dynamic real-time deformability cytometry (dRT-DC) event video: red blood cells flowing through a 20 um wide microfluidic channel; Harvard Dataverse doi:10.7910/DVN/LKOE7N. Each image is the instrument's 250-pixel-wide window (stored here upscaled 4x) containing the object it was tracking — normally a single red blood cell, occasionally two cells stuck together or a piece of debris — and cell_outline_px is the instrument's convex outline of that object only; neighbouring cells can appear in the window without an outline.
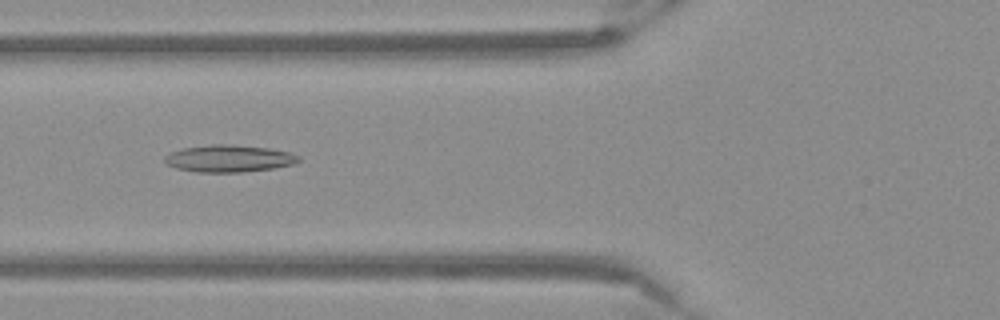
{"species": "Egyptian fruit bat (a non-hibernating species)", "species_latin": "Rousettus aegyptiacus", "temperature_condition": "warm", "stored_images_in_passage": 53, "camera_frame_rate_fps": 3000, "um_per_image_px": 0.085, "frame": {"image": 1, "passage_image": 21, "time_ms": 6.667, "image_size_px": [1000, 320], "cell_outline_px": [[300, 160], [292, 164], [272, 168], [244, 172], [196, 172], [176, 168], [168, 164], [164, 160], [164, 156], [172, 152], [184, 148], [212, 144], [220, 144], [268, 148], [288, 152], [300, 156]], "centroid_in_image_um": [19.45, 13.48], "position_along_channel_um": 106.4, "area_um2": 20.81}}
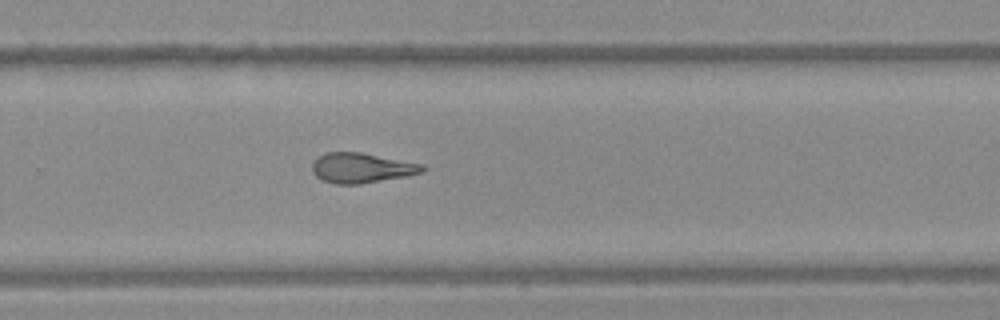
{"frame": {"image": 2, "passage_image": 36, "time_ms": 11.667, "image_size_px": [1000, 320], "cell_outline_px": [[428, 168], [424, 172], [408, 176], [360, 184], [336, 184], [324, 180], [316, 176], [312, 172], [312, 164], [324, 152], [360, 152], [424, 164]], "centroid_in_image_um": [30.79, 14.27], "position_along_channel_um": 299.0, "area_um2": 19.36}}
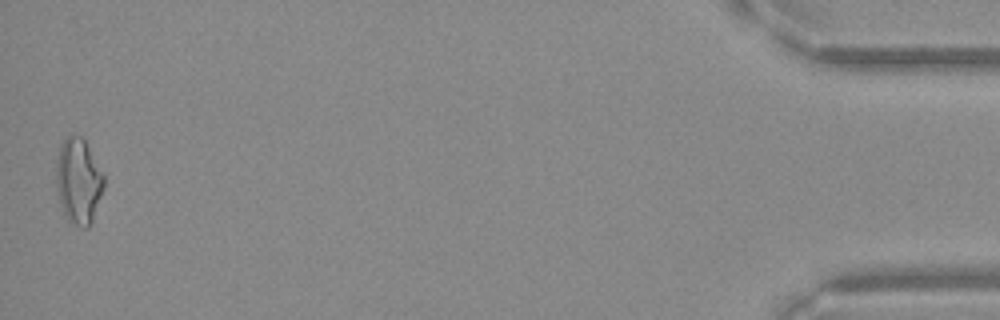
{"frame": {"image": 3, "passage_image": 53, "time_ms": 17.333, "image_size_px": [1000, 320], "cell_outline_px": [[104, 188], [92, 220], [88, 228], [84, 228], [68, 220], [64, 212], [56, 188], [56, 164], [60, 144], [68, 136], [80, 136], [84, 140], [104, 176]], "centroid_in_image_um": [6.66, 15.39], "position_along_channel_um": 428.5, "area_um2": 23.29}}